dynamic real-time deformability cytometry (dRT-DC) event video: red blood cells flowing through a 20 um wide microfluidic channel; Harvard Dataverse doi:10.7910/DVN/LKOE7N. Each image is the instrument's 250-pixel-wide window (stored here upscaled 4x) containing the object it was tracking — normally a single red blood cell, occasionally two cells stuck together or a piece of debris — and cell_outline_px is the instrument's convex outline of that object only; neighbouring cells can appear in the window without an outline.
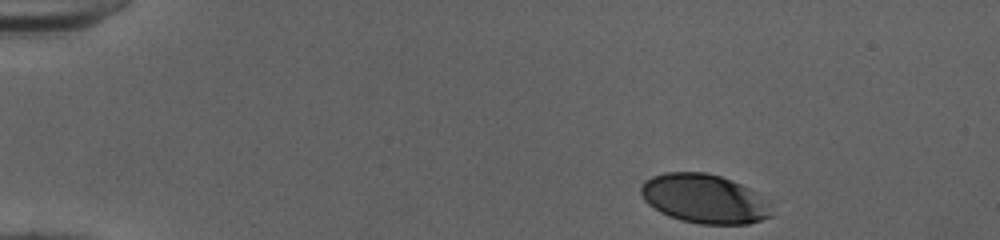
{"species": "human", "species_latin": "Homo sapiens", "temperature_condition": "cold", "stored_images_in_passage": 38, "camera_frame_rate_fps": 3000, "um_per_image_px": 0.085, "donor": {"sex": "female"}, "frame": {"image": 1, "passage_image": 1, "time_ms": 0.0, "image_size_px": [1000, 240], "cell_outline_px": [[772, 216], [748, 224], [700, 224], [680, 220], [668, 216], [660, 212], [648, 204], [644, 200], [640, 192], [640, 184], [644, 180], [652, 176], [664, 172], [704, 172], [720, 176], [732, 180], [748, 188], [768, 204]], "centroid_in_image_um": [59.78, 16.89], "position_along_channel_um": 25.2, "area_um2": 37.17}}
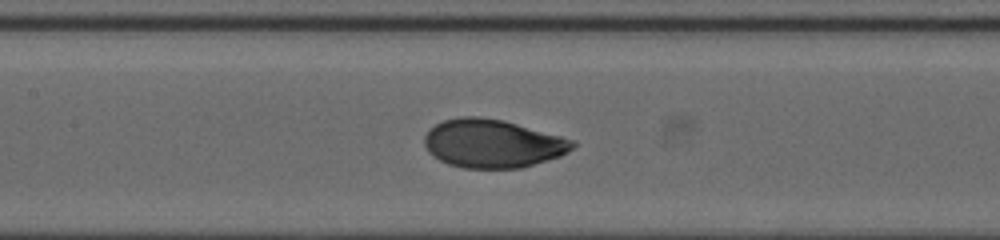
{"frame": {"image": 2, "passage_image": 19, "time_ms": 6.0, "image_size_px": [1000, 240], "cell_outline_px": [[576, 144], [568, 152], [560, 156], [520, 168], [464, 168], [448, 164], [432, 156], [428, 152], [424, 144], [424, 136], [436, 124], [444, 120], [460, 116], [480, 116], [504, 120], [576, 140]], "centroid_in_image_um": [41.87, 12.19], "position_along_channel_um": 165.5, "area_um2": 41.85}}
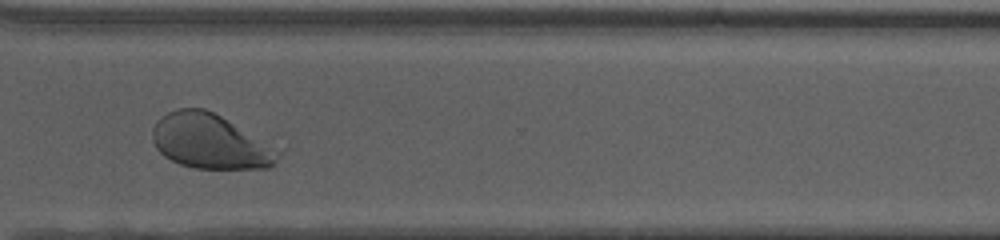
{"frame": {"image": 3, "passage_image": 33, "time_ms": 10.667, "image_size_px": [1000, 240], "cell_outline_px": [[284, 148], [280, 156], [268, 168], [192, 168], [180, 164], [164, 156], [156, 148], [152, 140], [152, 128], [156, 120], [160, 116], [176, 108], [204, 108]], "centroid_in_image_um": [17.91, 12.02], "position_along_channel_um": 352.7, "area_um2": 40.75}, "authors_computed_cell_mechanics": {"area_um2": 40.9513, "velocity_mm_per_s": 4.0102, "shape_relaxation_time_tau1_ms": 3.0275, "shape_relaxation_time_tau2_ms": null, "deformation_change_tau1": 0.1531, "deformation_change_tau2": null}}